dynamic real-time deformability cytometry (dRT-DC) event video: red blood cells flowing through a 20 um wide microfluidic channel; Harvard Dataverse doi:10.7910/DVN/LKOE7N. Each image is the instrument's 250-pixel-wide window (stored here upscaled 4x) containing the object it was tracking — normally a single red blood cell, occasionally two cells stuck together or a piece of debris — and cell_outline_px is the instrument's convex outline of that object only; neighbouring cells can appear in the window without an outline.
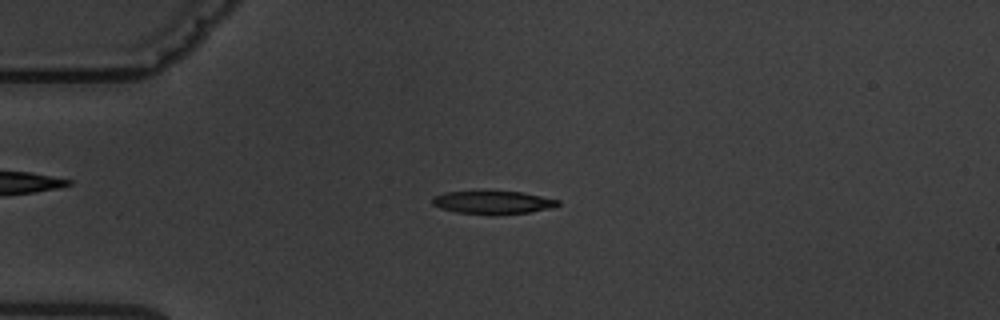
{"species": "common noctule bat (a hibernating species)", "species_latin": "Nyctalus noctula", "temperature_condition": "warm", "stored_images_in_passage": 4, "camera_frame_rate_fps": 3000, "um_per_image_px": 0.085, "animal": {"sex": "male", "body_mass_g": 19.5, "forearm_length_mm": 54.6}, "frame": {"image": 1, "passage_image": 4, "time_ms": 3.667, "image_size_px": [1000, 320], "cell_outline_px": [[560, 204], [556, 208], [528, 212], [492, 216], [456, 212], [440, 208], [432, 204], [432, 196], [444, 192], [520, 192], [560, 200]], "centroid_in_image_um": [41.91, 17.23], "position_along_channel_um": 43.1, "area_um2": 17.05}}